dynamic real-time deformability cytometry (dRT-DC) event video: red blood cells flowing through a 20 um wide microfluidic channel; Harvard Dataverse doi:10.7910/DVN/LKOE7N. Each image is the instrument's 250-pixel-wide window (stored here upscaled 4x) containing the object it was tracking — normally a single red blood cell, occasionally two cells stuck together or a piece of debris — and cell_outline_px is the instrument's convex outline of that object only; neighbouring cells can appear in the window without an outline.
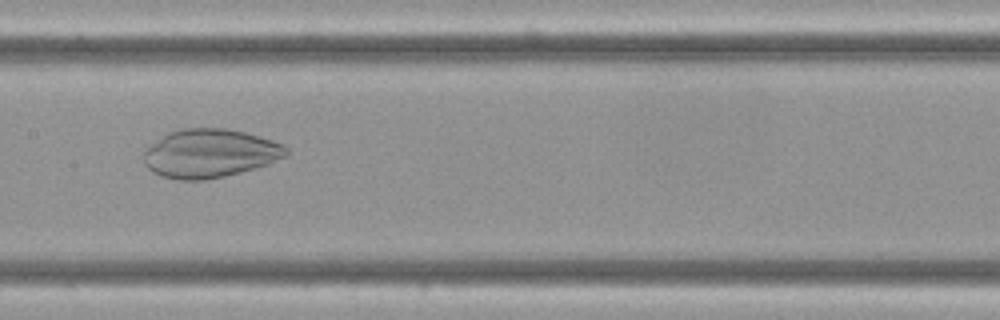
{"species": "Egyptian fruit bat (a non-hibernating species)", "species_latin": "Rousettus aegyptiacus", "temperature_condition": "cold", "stored_images_in_passage": 9, "camera_frame_rate_fps": 3000, "um_per_image_px": 0.085, "frame": {"image": 1, "passage_image": 4, "time_ms": 1.0, "image_size_px": [1000, 320], "cell_outline_px": [[288, 152], [284, 156], [268, 164], [240, 172], [224, 176], [204, 180], [180, 180], [160, 176], [152, 172], [144, 164], [144, 152], [152, 144], [168, 132], [184, 128], [228, 128], [260, 136], [284, 144], [288, 148]], "centroid_in_image_um": [17.83, 13.03], "position_along_channel_um": 189.6, "area_um2": 40.23}}
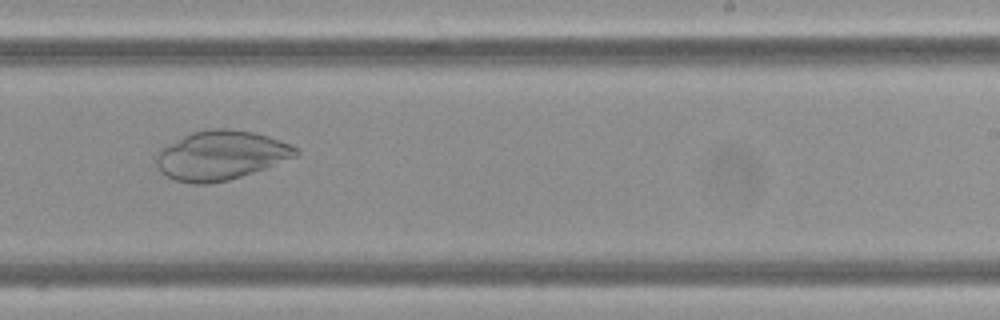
{"frame": {"image": 2, "passage_image": 6, "time_ms": 1.667, "image_size_px": [1000, 320], "cell_outline_px": [[300, 152], [296, 156], [264, 168], [228, 180], [208, 184], [192, 184], [176, 180], [160, 172], [156, 164], [156, 156], [168, 144], [192, 132], [208, 128], [232, 128], [252, 132], [268, 136], [288, 144], [296, 148]], "centroid_in_image_um": [18.75, 13.2], "position_along_channel_um": 270.3, "area_um2": 39.54}}
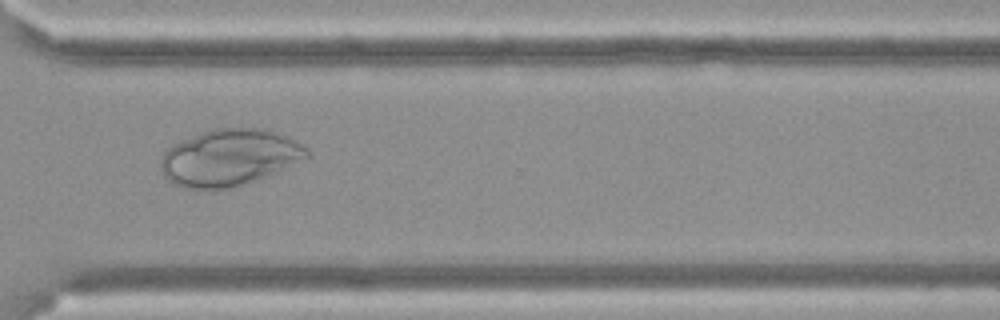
{"frame": {"image": 3, "passage_image": 8, "time_ms": 2.333, "image_size_px": [1000, 320], "cell_outline_px": [[312, 152], [308, 156], [268, 176], [228, 188], [184, 188], [172, 184], [164, 176], [160, 168], [160, 160], [164, 152], [172, 144], [200, 132], [216, 128], [264, 128], [288, 136], [308, 148]], "centroid_in_image_um": [19.47, 13.37], "position_along_channel_um": 351.1, "area_um2": 48.15}}